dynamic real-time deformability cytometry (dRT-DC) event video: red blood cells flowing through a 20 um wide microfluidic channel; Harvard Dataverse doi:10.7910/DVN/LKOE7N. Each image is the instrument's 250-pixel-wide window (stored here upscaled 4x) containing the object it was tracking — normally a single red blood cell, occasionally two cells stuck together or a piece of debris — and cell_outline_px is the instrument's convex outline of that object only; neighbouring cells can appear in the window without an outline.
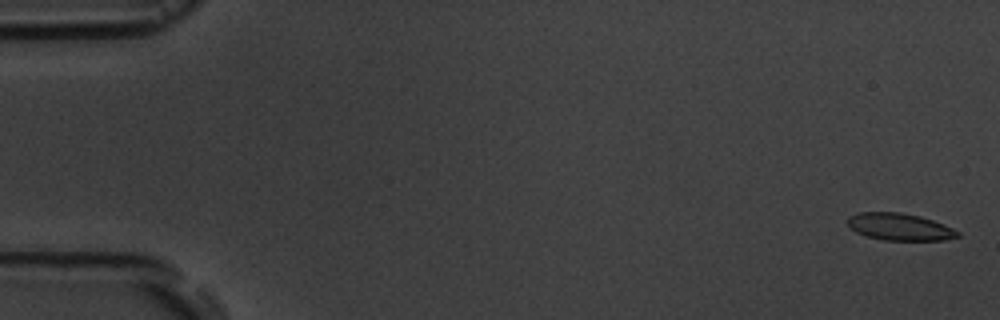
{"species": "common noctule bat (a hibernating species)", "species_latin": "Nyctalus noctula", "temperature_condition": "room temperature", "stored_images_in_passage": 6, "camera_frame_rate_fps": 3000, "um_per_image_px": 0.085, "animal": {"sex": "male", "body_mass_g": 19.5, "forearm_length_mm": 54.6}, "frame": {"image": 1, "passage_image": 1, "time_ms": 0.0, "image_size_px": [1000, 320], "cell_outline_px": [[960, 236], [944, 240], [884, 240], [864, 236], [856, 232], [848, 224], [848, 216], [860, 212], [900, 212], [920, 216], [944, 224], [960, 232]], "centroid_in_image_um": [76.47, 19.28], "position_along_channel_um": 8.5, "area_um2": 17.4}}